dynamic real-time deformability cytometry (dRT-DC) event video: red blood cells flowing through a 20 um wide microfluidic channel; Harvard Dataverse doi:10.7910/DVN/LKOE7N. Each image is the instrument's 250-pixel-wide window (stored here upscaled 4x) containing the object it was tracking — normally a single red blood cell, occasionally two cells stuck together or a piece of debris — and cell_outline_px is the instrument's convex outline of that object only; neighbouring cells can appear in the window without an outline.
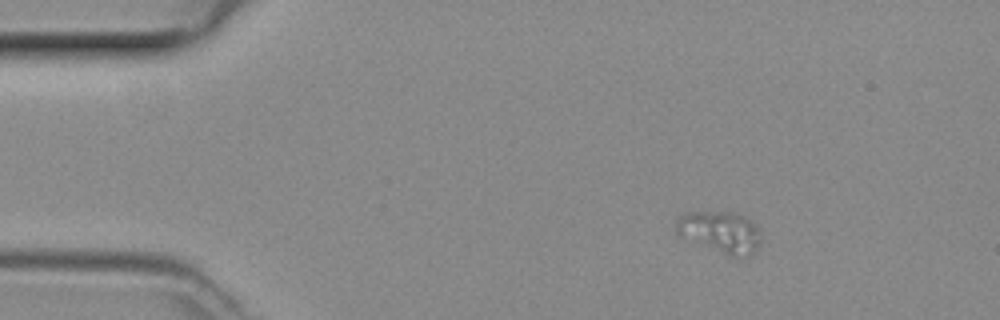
{"species": "common noctule bat (a hibernating species)", "species_latin": "Nyctalus noctula", "temperature_condition": "room temperature", "stored_images_in_passage": 45, "segment_of_instrument_passage": [1, 2], "camera_frame_rate_fps": 3000, "um_per_image_px": 0.085, "animal": {"sex": "female", "body_mass_g": 29.2, "forearm_length_mm": 56.3}, "frame": {"image": 1, "passage_image": 1, "time_ms": 0.0, "image_size_px": [1000, 320], "cell_outline_px": [[760, 244], [756, 252], [748, 256], [728, 256], [680, 236], [676, 232], [676, 220], [684, 212], [740, 212], [756, 224], [760, 232]], "centroid_in_image_um": [61.26, 19.71], "position_along_channel_um": 23.7, "area_um2": 20.87}}
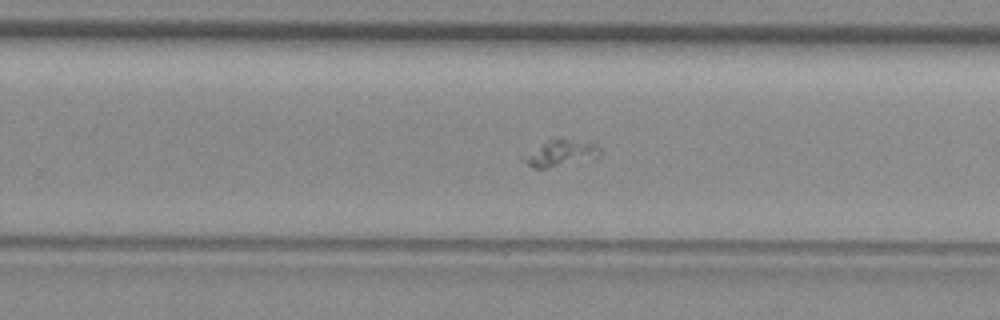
{"frame": {"image": 2, "passage_image": 26, "time_ms": 8.333, "image_size_px": [1000, 320], "cell_outline_px": [[600, 152], [548, 168], [532, 168], [520, 156], [552, 136], [596, 144], [600, 148]], "centroid_in_image_um": [47.45, 12.95], "position_along_channel_um": 282.4, "area_um2": 11.1}}
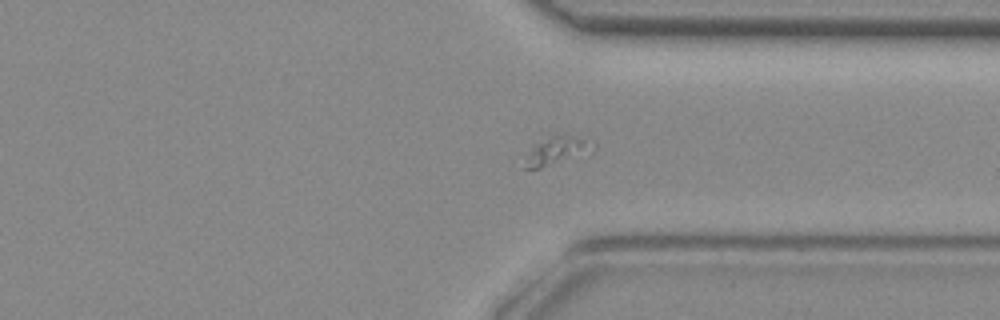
{"frame": {"image": 3, "passage_image": 32, "time_ms": 10.333, "image_size_px": [1000, 320], "cell_outline_px": [[596, 148], [592, 152], [540, 168], [524, 168], [532, 148], [536, 144], [556, 136], [560, 136], [596, 140]], "centroid_in_image_um": [47.48, 12.82], "position_along_channel_um": 363.9, "area_um2": 10.46}}